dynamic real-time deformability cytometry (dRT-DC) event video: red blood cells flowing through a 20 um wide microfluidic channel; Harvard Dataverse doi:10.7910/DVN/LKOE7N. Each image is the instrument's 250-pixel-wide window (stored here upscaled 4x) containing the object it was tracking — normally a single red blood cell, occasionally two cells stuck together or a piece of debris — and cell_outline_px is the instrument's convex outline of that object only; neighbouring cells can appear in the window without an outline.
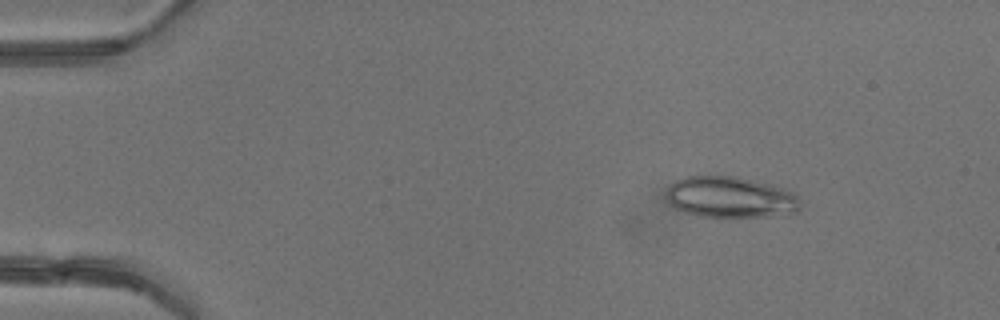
{"species": "common noctule bat (a hibernating species)", "species_latin": "Nyctalus noctula", "temperature_condition": "warm", "stored_images_in_passage": 4, "camera_frame_rate_fps": 3000, "um_per_image_px": 0.085, "animal": {"sex": "female"}, "frame": {"image": 1, "passage_image": 2, "time_ms": 1.0, "image_size_px": [1000, 320], "cell_outline_px": [[804, 204], [800, 212], [788, 216], [700, 216], [684, 212], [676, 208], [664, 196], [668, 188], [676, 180], [684, 176], [736, 176], [772, 184], [784, 188], [792, 192]], "centroid_in_image_um": [62.17, 16.77], "position_along_channel_um": 22.8, "area_um2": 32.6}}